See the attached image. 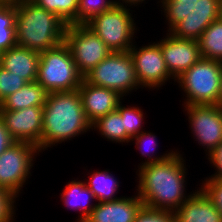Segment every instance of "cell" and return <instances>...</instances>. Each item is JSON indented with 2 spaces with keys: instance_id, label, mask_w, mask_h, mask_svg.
I'll use <instances>...</instances> for the list:
<instances>
[{
  "instance_id": "1",
  "label": "cell",
  "mask_w": 222,
  "mask_h": 222,
  "mask_svg": "<svg viewBox=\"0 0 222 222\" xmlns=\"http://www.w3.org/2000/svg\"><path fill=\"white\" fill-rule=\"evenodd\" d=\"M179 149L164 161L134 169L137 175L135 191L145 207L175 212L199 188L196 184V189L188 191L190 165H186V154Z\"/></svg>"
},
{
  "instance_id": "2",
  "label": "cell",
  "mask_w": 222,
  "mask_h": 222,
  "mask_svg": "<svg viewBox=\"0 0 222 222\" xmlns=\"http://www.w3.org/2000/svg\"><path fill=\"white\" fill-rule=\"evenodd\" d=\"M92 124L83 110L79 90L48 93L43 105L42 138L37 146L41 154L65 142L92 132Z\"/></svg>"
},
{
  "instance_id": "3",
  "label": "cell",
  "mask_w": 222,
  "mask_h": 222,
  "mask_svg": "<svg viewBox=\"0 0 222 222\" xmlns=\"http://www.w3.org/2000/svg\"><path fill=\"white\" fill-rule=\"evenodd\" d=\"M15 6L18 46L42 53L64 42L68 24L59 16L32 0H18Z\"/></svg>"
},
{
  "instance_id": "4",
  "label": "cell",
  "mask_w": 222,
  "mask_h": 222,
  "mask_svg": "<svg viewBox=\"0 0 222 222\" xmlns=\"http://www.w3.org/2000/svg\"><path fill=\"white\" fill-rule=\"evenodd\" d=\"M222 79V62L201 58L176 78L182 105H217Z\"/></svg>"
},
{
  "instance_id": "5",
  "label": "cell",
  "mask_w": 222,
  "mask_h": 222,
  "mask_svg": "<svg viewBox=\"0 0 222 222\" xmlns=\"http://www.w3.org/2000/svg\"><path fill=\"white\" fill-rule=\"evenodd\" d=\"M132 9L116 5L113 9L96 15L85 25L98 35L112 52H129L140 32L136 20L138 13Z\"/></svg>"
},
{
  "instance_id": "6",
  "label": "cell",
  "mask_w": 222,
  "mask_h": 222,
  "mask_svg": "<svg viewBox=\"0 0 222 222\" xmlns=\"http://www.w3.org/2000/svg\"><path fill=\"white\" fill-rule=\"evenodd\" d=\"M82 80L83 76L78 72L71 51L65 42L40 53L36 81L48 93L76 90Z\"/></svg>"
},
{
  "instance_id": "7",
  "label": "cell",
  "mask_w": 222,
  "mask_h": 222,
  "mask_svg": "<svg viewBox=\"0 0 222 222\" xmlns=\"http://www.w3.org/2000/svg\"><path fill=\"white\" fill-rule=\"evenodd\" d=\"M89 84L117 91L127 99L142 91L129 52H111L83 77Z\"/></svg>"
},
{
  "instance_id": "8",
  "label": "cell",
  "mask_w": 222,
  "mask_h": 222,
  "mask_svg": "<svg viewBox=\"0 0 222 222\" xmlns=\"http://www.w3.org/2000/svg\"><path fill=\"white\" fill-rule=\"evenodd\" d=\"M38 147L28 142H14L0 154V187L22 198L25 185L34 172L41 154Z\"/></svg>"
},
{
  "instance_id": "9",
  "label": "cell",
  "mask_w": 222,
  "mask_h": 222,
  "mask_svg": "<svg viewBox=\"0 0 222 222\" xmlns=\"http://www.w3.org/2000/svg\"><path fill=\"white\" fill-rule=\"evenodd\" d=\"M144 45L139 46L135 41L129 50L142 91L143 89L148 92L164 89L162 87L170 81V84L174 81L175 86L176 79L167 69L160 44L151 40Z\"/></svg>"
},
{
  "instance_id": "10",
  "label": "cell",
  "mask_w": 222,
  "mask_h": 222,
  "mask_svg": "<svg viewBox=\"0 0 222 222\" xmlns=\"http://www.w3.org/2000/svg\"><path fill=\"white\" fill-rule=\"evenodd\" d=\"M181 107L188 120L193 143H198V148H202L207 157L222 142V107L206 104Z\"/></svg>"
},
{
  "instance_id": "11",
  "label": "cell",
  "mask_w": 222,
  "mask_h": 222,
  "mask_svg": "<svg viewBox=\"0 0 222 222\" xmlns=\"http://www.w3.org/2000/svg\"><path fill=\"white\" fill-rule=\"evenodd\" d=\"M64 42L83 77L112 52L85 24L68 25Z\"/></svg>"
},
{
  "instance_id": "12",
  "label": "cell",
  "mask_w": 222,
  "mask_h": 222,
  "mask_svg": "<svg viewBox=\"0 0 222 222\" xmlns=\"http://www.w3.org/2000/svg\"><path fill=\"white\" fill-rule=\"evenodd\" d=\"M5 127L16 142H28L38 146L42 138L43 107H27L21 110H0Z\"/></svg>"
},
{
  "instance_id": "13",
  "label": "cell",
  "mask_w": 222,
  "mask_h": 222,
  "mask_svg": "<svg viewBox=\"0 0 222 222\" xmlns=\"http://www.w3.org/2000/svg\"><path fill=\"white\" fill-rule=\"evenodd\" d=\"M166 34V35H165ZM162 33V38L156 41L169 73L176 79L202 58L199 42L192 39H180L169 32Z\"/></svg>"
},
{
  "instance_id": "14",
  "label": "cell",
  "mask_w": 222,
  "mask_h": 222,
  "mask_svg": "<svg viewBox=\"0 0 222 222\" xmlns=\"http://www.w3.org/2000/svg\"><path fill=\"white\" fill-rule=\"evenodd\" d=\"M219 18V0H197L193 11L176 24L169 33L180 39L198 41L205 29Z\"/></svg>"
},
{
  "instance_id": "15",
  "label": "cell",
  "mask_w": 222,
  "mask_h": 222,
  "mask_svg": "<svg viewBox=\"0 0 222 222\" xmlns=\"http://www.w3.org/2000/svg\"><path fill=\"white\" fill-rule=\"evenodd\" d=\"M78 90L83 110L91 124L109 112L115 111L119 103L125 99L117 91L89 84L84 78Z\"/></svg>"
},
{
  "instance_id": "16",
  "label": "cell",
  "mask_w": 222,
  "mask_h": 222,
  "mask_svg": "<svg viewBox=\"0 0 222 222\" xmlns=\"http://www.w3.org/2000/svg\"><path fill=\"white\" fill-rule=\"evenodd\" d=\"M134 194L124 195L114 201L97 203L85 222H134L137 213L144 206L135 191Z\"/></svg>"
},
{
  "instance_id": "17",
  "label": "cell",
  "mask_w": 222,
  "mask_h": 222,
  "mask_svg": "<svg viewBox=\"0 0 222 222\" xmlns=\"http://www.w3.org/2000/svg\"><path fill=\"white\" fill-rule=\"evenodd\" d=\"M80 179L71 178L59 194L65 210L75 211L76 214L79 212L75 222H85L97 204L93 192L86 186L85 181Z\"/></svg>"
},
{
  "instance_id": "18",
  "label": "cell",
  "mask_w": 222,
  "mask_h": 222,
  "mask_svg": "<svg viewBox=\"0 0 222 222\" xmlns=\"http://www.w3.org/2000/svg\"><path fill=\"white\" fill-rule=\"evenodd\" d=\"M40 53L15 45L0 53V66L27 83L37 79Z\"/></svg>"
},
{
  "instance_id": "19",
  "label": "cell",
  "mask_w": 222,
  "mask_h": 222,
  "mask_svg": "<svg viewBox=\"0 0 222 222\" xmlns=\"http://www.w3.org/2000/svg\"><path fill=\"white\" fill-rule=\"evenodd\" d=\"M176 222H222V215L207 195L198 188L174 212Z\"/></svg>"
},
{
  "instance_id": "20",
  "label": "cell",
  "mask_w": 222,
  "mask_h": 222,
  "mask_svg": "<svg viewBox=\"0 0 222 222\" xmlns=\"http://www.w3.org/2000/svg\"><path fill=\"white\" fill-rule=\"evenodd\" d=\"M83 169L86 170L83 180L86 186L93 192L97 203L114 201L123 197V195L118 196L122 182H120L118 177L114 176L113 171L110 172L108 168L106 170H93V172L92 168H90L91 171H88L86 167ZM85 176H88L86 177L88 179Z\"/></svg>"
},
{
  "instance_id": "21",
  "label": "cell",
  "mask_w": 222,
  "mask_h": 222,
  "mask_svg": "<svg viewBox=\"0 0 222 222\" xmlns=\"http://www.w3.org/2000/svg\"><path fill=\"white\" fill-rule=\"evenodd\" d=\"M48 92L37 81L28 82L0 103V110H21L27 107H43Z\"/></svg>"
},
{
  "instance_id": "22",
  "label": "cell",
  "mask_w": 222,
  "mask_h": 222,
  "mask_svg": "<svg viewBox=\"0 0 222 222\" xmlns=\"http://www.w3.org/2000/svg\"><path fill=\"white\" fill-rule=\"evenodd\" d=\"M156 133H154L152 130H144L137 136L133 137L130 140V146L134 145L135 149L138 150L140 156L142 157V160L137 167L143 166L145 164L154 163V162H160L168 159L170 156H172L176 150L175 148H170L168 151H164L163 153H159L157 148L160 146L159 141H157ZM132 142V143H131ZM145 157V158H144ZM144 159V160H143Z\"/></svg>"
},
{
  "instance_id": "23",
  "label": "cell",
  "mask_w": 222,
  "mask_h": 222,
  "mask_svg": "<svg viewBox=\"0 0 222 222\" xmlns=\"http://www.w3.org/2000/svg\"><path fill=\"white\" fill-rule=\"evenodd\" d=\"M96 131L97 135L113 144L127 145V132L124 127L122 116L116 109L107 115L98 118L92 123V131Z\"/></svg>"
},
{
  "instance_id": "24",
  "label": "cell",
  "mask_w": 222,
  "mask_h": 222,
  "mask_svg": "<svg viewBox=\"0 0 222 222\" xmlns=\"http://www.w3.org/2000/svg\"><path fill=\"white\" fill-rule=\"evenodd\" d=\"M202 58L222 62V19L214 20L198 40Z\"/></svg>"
},
{
  "instance_id": "25",
  "label": "cell",
  "mask_w": 222,
  "mask_h": 222,
  "mask_svg": "<svg viewBox=\"0 0 222 222\" xmlns=\"http://www.w3.org/2000/svg\"><path fill=\"white\" fill-rule=\"evenodd\" d=\"M124 101L125 100L123 99L119 103L117 110L122 116L124 127L127 132V145H129L130 140L133 137L137 136L146 129L144 127L148 122H145L147 120H144L147 119V115L144 109H142V106H138L136 103H134V105L130 104L129 106L124 104Z\"/></svg>"
},
{
  "instance_id": "26",
  "label": "cell",
  "mask_w": 222,
  "mask_h": 222,
  "mask_svg": "<svg viewBox=\"0 0 222 222\" xmlns=\"http://www.w3.org/2000/svg\"><path fill=\"white\" fill-rule=\"evenodd\" d=\"M196 1L197 0H162L158 7H160L159 12L161 11V19H165L163 23L167 25L163 33L169 32L176 24L184 20V18L193 11Z\"/></svg>"
},
{
  "instance_id": "27",
  "label": "cell",
  "mask_w": 222,
  "mask_h": 222,
  "mask_svg": "<svg viewBox=\"0 0 222 222\" xmlns=\"http://www.w3.org/2000/svg\"><path fill=\"white\" fill-rule=\"evenodd\" d=\"M15 16V3L0 4V53L17 45Z\"/></svg>"
},
{
  "instance_id": "28",
  "label": "cell",
  "mask_w": 222,
  "mask_h": 222,
  "mask_svg": "<svg viewBox=\"0 0 222 222\" xmlns=\"http://www.w3.org/2000/svg\"><path fill=\"white\" fill-rule=\"evenodd\" d=\"M38 6L59 16L68 25L76 24L78 0H32Z\"/></svg>"
},
{
  "instance_id": "29",
  "label": "cell",
  "mask_w": 222,
  "mask_h": 222,
  "mask_svg": "<svg viewBox=\"0 0 222 222\" xmlns=\"http://www.w3.org/2000/svg\"><path fill=\"white\" fill-rule=\"evenodd\" d=\"M115 0H78L76 24H86L96 15L113 9Z\"/></svg>"
},
{
  "instance_id": "30",
  "label": "cell",
  "mask_w": 222,
  "mask_h": 222,
  "mask_svg": "<svg viewBox=\"0 0 222 222\" xmlns=\"http://www.w3.org/2000/svg\"><path fill=\"white\" fill-rule=\"evenodd\" d=\"M26 83L20 76H16L0 66V103L9 95L22 88Z\"/></svg>"
},
{
  "instance_id": "31",
  "label": "cell",
  "mask_w": 222,
  "mask_h": 222,
  "mask_svg": "<svg viewBox=\"0 0 222 222\" xmlns=\"http://www.w3.org/2000/svg\"><path fill=\"white\" fill-rule=\"evenodd\" d=\"M18 201L19 199L14 194L0 187V222L17 221L16 214L18 213H16V211L18 210Z\"/></svg>"
},
{
  "instance_id": "32",
  "label": "cell",
  "mask_w": 222,
  "mask_h": 222,
  "mask_svg": "<svg viewBox=\"0 0 222 222\" xmlns=\"http://www.w3.org/2000/svg\"><path fill=\"white\" fill-rule=\"evenodd\" d=\"M198 182H201L198 183V187L207 195L222 215V179L202 178Z\"/></svg>"
},
{
  "instance_id": "33",
  "label": "cell",
  "mask_w": 222,
  "mask_h": 222,
  "mask_svg": "<svg viewBox=\"0 0 222 222\" xmlns=\"http://www.w3.org/2000/svg\"><path fill=\"white\" fill-rule=\"evenodd\" d=\"M134 222H176L174 212L156 210L143 206Z\"/></svg>"
},
{
  "instance_id": "34",
  "label": "cell",
  "mask_w": 222,
  "mask_h": 222,
  "mask_svg": "<svg viewBox=\"0 0 222 222\" xmlns=\"http://www.w3.org/2000/svg\"><path fill=\"white\" fill-rule=\"evenodd\" d=\"M207 164L211 168L215 169L213 170V174L207 175L203 178H216V179H222V142L205 158Z\"/></svg>"
},
{
  "instance_id": "35",
  "label": "cell",
  "mask_w": 222,
  "mask_h": 222,
  "mask_svg": "<svg viewBox=\"0 0 222 222\" xmlns=\"http://www.w3.org/2000/svg\"><path fill=\"white\" fill-rule=\"evenodd\" d=\"M16 142L5 127L3 120L0 117V154Z\"/></svg>"
},
{
  "instance_id": "36",
  "label": "cell",
  "mask_w": 222,
  "mask_h": 222,
  "mask_svg": "<svg viewBox=\"0 0 222 222\" xmlns=\"http://www.w3.org/2000/svg\"><path fill=\"white\" fill-rule=\"evenodd\" d=\"M147 0H115L116 4L117 5H123V6H128V7H131V8H136L137 10L140 11L139 8H141L142 4L144 7L148 1L146 2Z\"/></svg>"
},
{
  "instance_id": "37",
  "label": "cell",
  "mask_w": 222,
  "mask_h": 222,
  "mask_svg": "<svg viewBox=\"0 0 222 222\" xmlns=\"http://www.w3.org/2000/svg\"><path fill=\"white\" fill-rule=\"evenodd\" d=\"M218 106L222 107V79H221V87H220V94H219V98H218Z\"/></svg>"
},
{
  "instance_id": "38",
  "label": "cell",
  "mask_w": 222,
  "mask_h": 222,
  "mask_svg": "<svg viewBox=\"0 0 222 222\" xmlns=\"http://www.w3.org/2000/svg\"><path fill=\"white\" fill-rule=\"evenodd\" d=\"M18 0H0V4H12L16 3Z\"/></svg>"
},
{
  "instance_id": "39",
  "label": "cell",
  "mask_w": 222,
  "mask_h": 222,
  "mask_svg": "<svg viewBox=\"0 0 222 222\" xmlns=\"http://www.w3.org/2000/svg\"><path fill=\"white\" fill-rule=\"evenodd\" d=\"M219 18L222 19V0H219Z\"/></svg>"
},
{
  "instance_id": "40",
  "label": "cell",
  "mask_w": 222,
  "mask_h": 222,
  "mask_svg": "<svg viewBox=\"0 0 222 222\" xmlns=\"http://www.w3.org/2000/svg\"><path fill=\"white\" fill-rule=\"evenodd\" d=\"M162 0H155V3H156V6H159V3L161 2ZM158 4V5H157Z\"/></svg>"
}]
</instances>
